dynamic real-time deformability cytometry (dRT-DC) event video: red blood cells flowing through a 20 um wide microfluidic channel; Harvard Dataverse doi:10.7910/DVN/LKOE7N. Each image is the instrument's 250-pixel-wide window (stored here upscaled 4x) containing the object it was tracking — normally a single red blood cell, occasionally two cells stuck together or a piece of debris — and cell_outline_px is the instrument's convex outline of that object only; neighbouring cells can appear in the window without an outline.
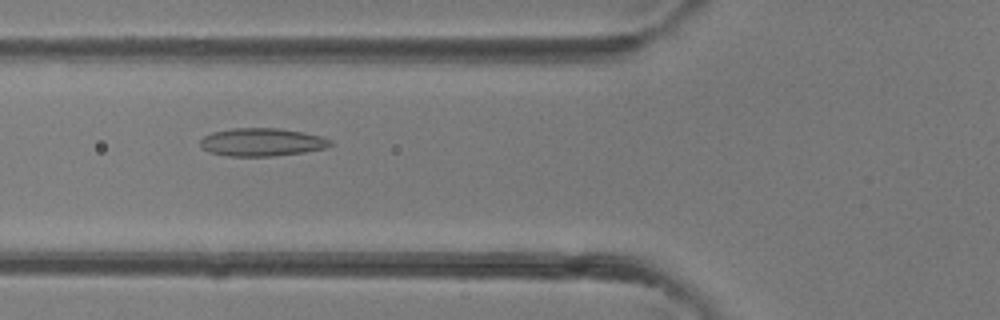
{"species": "common noctule bat (a hibernating species)", "species_latin": "Nyctalus noctula", "temperature_condition": "room temperature", "stored_images_in_passage": 29, "camera_frame_rate_fps": 3000, "um_per_image_px": 0.085, "animal": {"sex": "female"}, "frame": {"image": 1, "passage_image": 4, "time_ms": 1.0, "image_size_px": [1000, 320], "cell_outline_px": [[332, 144], [328, 148], [304, 152], [272, 156], [228, 156], [208, 152], [200, 144], [200, 140], [204, 136], [212, 132], [232, 128], [276, 128], [304, 132], [324, 136], [332, 140]], "centroid_in_image_um": [22.3, 12.08], "position_along_channel_um": 103.5, "area_um2": 21.39}}
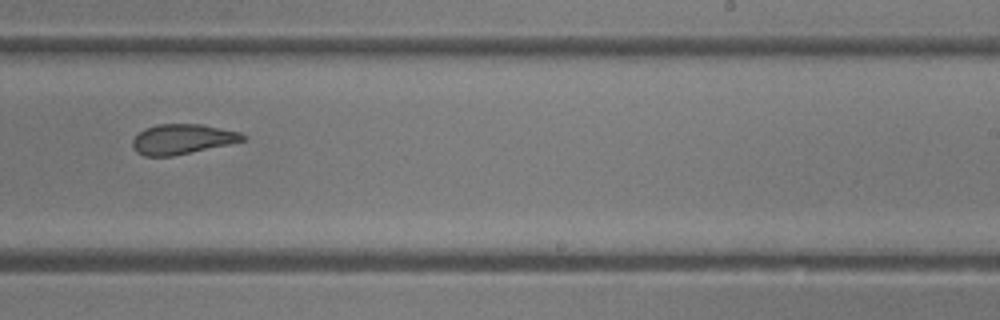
{"frame": {"image": 2, "passage_image": 14, "time_ms": 4.333, "image_size_px": [1000, 320], "cell_outline_px": [[248, 140], [232, 144], [172, 156], [144, 156], [136, 152], [132, 148], [132, 140], [144, 128], [156, 124], [200, 124], [240, 132], [248, 136]], "centroid_in_image_um": [15.53, 11.83], "position_along_channel_um": 273.5, "area_um2": 19.54}}
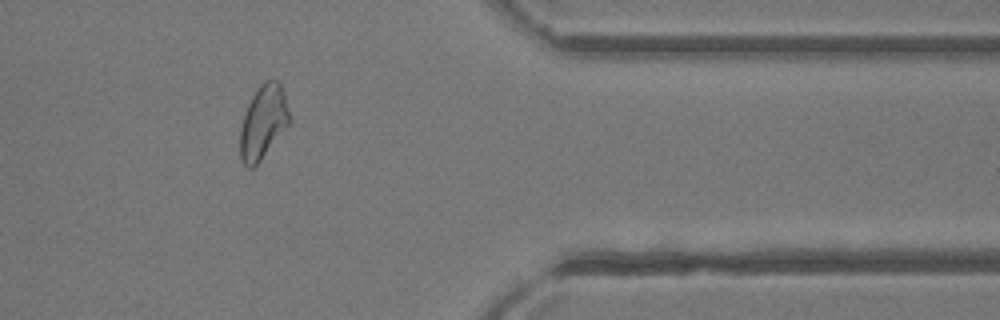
{"frame": {"image": 3, "passage_image": 22, "time_ms": 7.0, "image_size_px": [1000, 320], "cell_outline_px": [[288, 124], [260, 160], [252, 168], [248, 168], [240, 160], [240, 128], [248, 104], [256, 88], [264, 80], [276, 80], [280, 84], [284, 92], [288, 112]], "centroid_in_image_um": [22.33, 10.36], "position_along_channel_um": 389.1, "area_um2": 20.63}}